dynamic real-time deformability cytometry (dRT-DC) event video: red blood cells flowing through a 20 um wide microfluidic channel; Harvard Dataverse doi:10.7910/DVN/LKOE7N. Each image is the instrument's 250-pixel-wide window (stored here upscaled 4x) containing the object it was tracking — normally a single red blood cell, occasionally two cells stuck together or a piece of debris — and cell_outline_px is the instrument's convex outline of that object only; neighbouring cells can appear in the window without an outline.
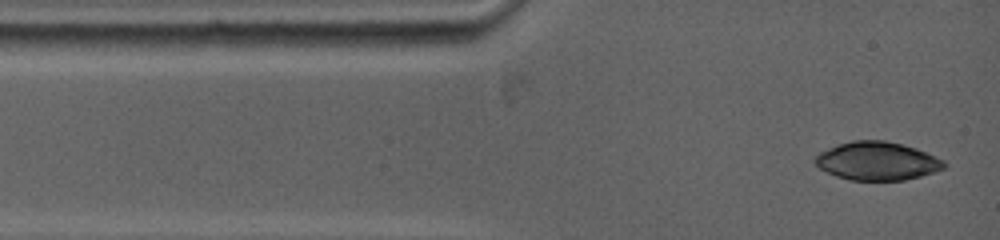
{"species": "common noctule bat (a hibernating species)", "species_latin": "Nyctalus noctula", "temperature_condition": "warm", "stored_images_in_passage": 5, "camera_frame_rate_fps": 5000, "um_per_image_px": 0.085, "animal": {"sex": "female", "body_mass_g": 19.0, "forearm_length_mm": 53.3}, "frame": {"image": 1, "passage_image": 1, "time_ms": 0.0, "image_size_px": [1000, 240], "cell_outline_px": [[948, 164], [944, 168], [920, 176], [904, 180], [852, 180], [836, 176], [820, 168], [812, 160], [820, 152], [836, 144], [852, 140], [884, 140], [916, 148], [944, 160]], "centroid_in_image_um": [74.54, 13.68], "position_along_channel_um": 10.5, "area_um2": 28.73}}